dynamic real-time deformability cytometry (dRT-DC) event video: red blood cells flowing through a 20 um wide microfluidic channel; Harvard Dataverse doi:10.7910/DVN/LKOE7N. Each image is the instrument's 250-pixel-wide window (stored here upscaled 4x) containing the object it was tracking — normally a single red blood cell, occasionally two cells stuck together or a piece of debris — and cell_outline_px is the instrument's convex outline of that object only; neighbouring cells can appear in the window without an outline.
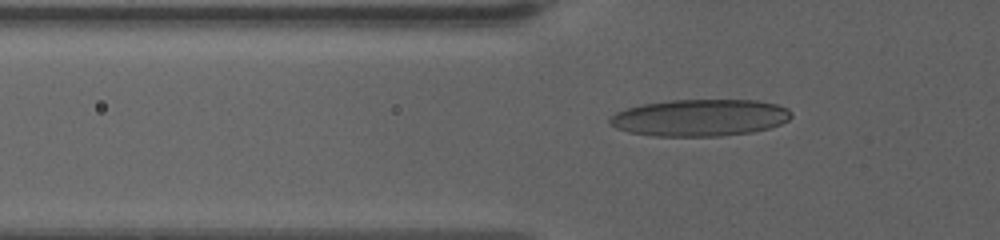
{"species": "human", "species_latin": "Homo sapiens", "temperature_condition": "warm", "stored_images_in_passage": 54, "camera_frame_rate_fps": 3000, "um_per_image_px": 0.085, "donor": {"sex": "female"}, "frame": {"image": 1, "passage_image": 18, "time_ms": 5.667, "image_size_px": [1000, 240], "cell_outline_px": [[792, 116], [788, 120], [780, 124], [768, 128], [752, 132], [720, 136], [652, 136], [628, 132], [616, 128], [608, 124], [608, 120], [616, 112], [628, 108], [644, 104], [672, 100], [756, 100], [776, 104], [788, 108], [792, 112]], "centroid_in_image_um": [59.5, 10.01], "position_along_channel_um": 66.3, "area_um2": 39.07}}
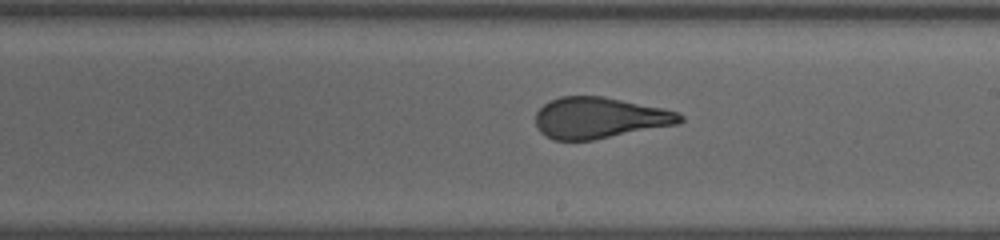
{"frame": {"image": 2, "passage_image": 33, "time_ms": 10.667, "image_size_px": [1000, 240], "cell_outline_px": [[684, 120], [680, 124], [592, 140], [552, 140], [544, 136], [536, 128], [536, 112], [548, 100], [560, 96], [604, 96], [664, 108], [680, 112], [684, 116]], "centroid_in_image_um": [50.97, 10.01], "position_along_channel_um": 238.0, "area_um2": 35.08}}
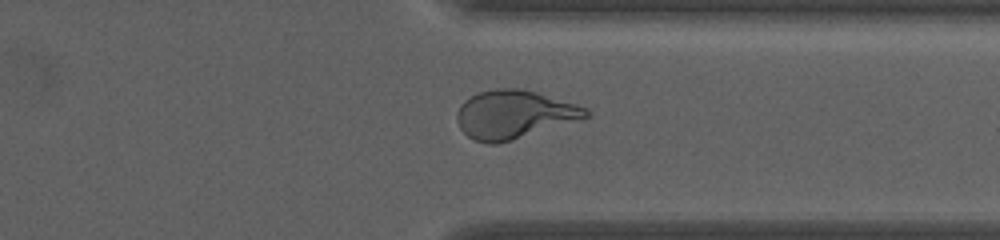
{"frame": {"image": 3, "passage_image": 44, "time_ms": 14.333, "image_size_px": [1000, 240], "cell_outline_px": [[588, 116], [496, 144], [488, 144], [472, 140], [460, 128], [456, 116], [460, 104], [464, 100], [480, 92], [496, 88], [516, 88], [536, 92], [576, 104], [588, 108]], "centroid_in_image_um": [43.62, 9.71], "position_along_channel_um": 367.8, "area_um2": 35.43}}